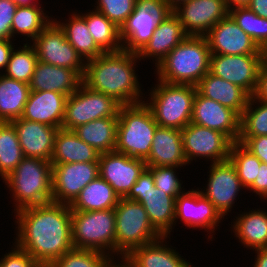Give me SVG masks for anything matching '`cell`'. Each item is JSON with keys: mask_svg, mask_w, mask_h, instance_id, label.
<instances>
[{"mask_svg": "<svg viewBox=\"0 0 267 267\" xmlns=\"http://www.w3.org/2000/svg\"><path fill=\"white\" fill-rule=\"evenodd\" d=\"M210 56L205 36H187L156 67L158 80L196 86L209 72Z\"/></svg>", "mask_w": 267, "mask_h": 267, "instance_id": "cell-3", "label": "cell"}, {"mask_svg": "<svg viewBox=\"0 0 267 267\" xmlns=\"http://www.w3.org/2000/svg\"><path fill=\"white\" fill-rule=\"evenodd\" d=\"M264 54H211L209 72L244 89L253 95Z\"/></svg>", "mask_w": 267, "mask_h": 267, "instance_id": "cell-12", "label": "cell"}, {"mask_svg": "<svg viewBox=\"0 0 267 267\" xmlns=\"http://www.w3.org/2000/svg\"><path fill=\"white\" fill-rule=\"evenodd\" d=\"M99 176L107 181L114 192L125 198L139 176L147 168L146 162L118 152L100 153Z\"/></svg>", "mask_w": 267, "mask_h": 267, "instance_id": "cell-15", "label": "cell"}, {"mask_svg": "<svg viewBox=\"0 0 267 267\" xmlns=\"http://www.w3.org/2000/svg\"><path fill=\"white\" fill-rule=\"evenodd\" d=\"M158 124L145 101L121 105L118 113L115 152L146 160Z\"/></svg>", "mask_w": 267, "mask_h": 267, "instance_id": "cell-5", "label": "cell"}, {"mask_svg": "<svg viewBox=\"0 0 267 267\" xmlns=\"http://www.w3.org/2000/svg\"><path fill=\"white\" fill-rule=\"evenodd\" d=\"M109 259L102 252L73 248L48 267H106Z\"/></svg>", "mask_w": 267, "mask_h": 267, "instance_id": "cell-42", "label": "cell"}, {"mask_svg": "<svg viewBox=\"0 0 267 267\" xmlns=\"http://www.w3.org/2000/svg\"><path fill=\"white\" fill-rule=\"evenodd\" d=\"M155 187L152 173L146 168L139 176L136 183L132 186L131 191L125 197L128 200H133L139 192H147Z\"/></svg>", "mask_w": 267, "mask_h": 267, "instance_id": "cell-48", "label": "cell"}, {"mask_svg": "<svg viewBox=\"0 0 267 267\" xmlns=\"http://www.w3.org/2000/svg\"><path fill=\"white\" fill-rule=\"evenodd\" d=\"M173 10L163 0H136L134 11L120 28L123 50L139 53L151 39L156 27Z\"/></svg>", "mask_w": 267, "mask_h": 267, "instance_id": "cell-9", "label": "cell"}, {"mask_svg": "<svg viewBox=\"0 0 267 267\" xmlns=\"http://www.w3.org/2000/svg\"><path fill=\"white\" fill-rule=\"evenodd\" d=\"M248 189H251L253 193H256L262 199H267V164L261 163L258 176Z\"/></svg>", "mask_w": 267, "mask_h": 267, "instance_id": "cell-49", "label": "cell"}, {"mask_svg": "<svg viewBox=\"0 0 267 267\" xmlns=\"http://www.w3.org/2000/svg\"><path fill=\"white\" fill-rule=\"evenodd\" d=\"M121 104L113 97L94 91L83 83L67 97L62 129L74 130L82 124L118 116Z\"/></svg>", "mask_w": 267, "mask_h": 267, "instance_id": "cell-10", "label": "cell"}, {"mask_svg": "<svg viewBox=\"0 0 267 267\" xmlns=\"http://www.w3.org/2000/svg\"><path fill=\"white\" fill-rule=\"evenodd\" d=\"M72 14L69 17L68 23H61L54 20L60 28L64 31L68 42L75 48L77 53L88 61L94 59L104 52L94 42L92 35L87 28L85 19L77 14Z\"/></svg>", "mask_w": 267, "mask_h": 267, "instance_id": "cell-35", "label": "cell"}, {"mask_svg": "<svg viewBox=\"0 0 267 267\" xmlns=\"http://www.w3.org/2000/svg\"><path fill=\"white\" fill-rule=\"evenodd\" d=\"M14 125L24 157L50 161L59 128L23 118L11 121Z\"/></svg>", "mask_w": 267, "mask_h": 267, "instance_id": "cell-21", "label": "cell"}, {"mask_svg": "<svg viewBox=\"0 0 267 267\" xmlns=\"http://www.w3.org/2000/svg\"><path fill=\"white\" fill-rule=\"evenodd\" d=\"M197 92L234 110L239 116L247 106L250 95L240 86L230 83L210 72L196 85Z\"/></svg>", "mask_w": 267, "mask_h": 267, "instance_id": "cell-26", "label": "cell"}, {"mask_svg": "<svg viewBox=\"0 0 267 267\" xmlns=\"http://www.w3.org/2000/svg\"><path fill=\"white\" fill-rule=\"evenodd\" d=\"M172 10H175L179 5L190 0H163Z\"/></svg>", "mask_w": 267, "mask_h": 267, "instance_id": "cell-56", "label": "cell"}, {"mask_svg": "<svg viewBox=\"0 0 267 267\" xmlns=\"http://www.w3.org/2000/svg\"><path fill=\"white\" fill-rule=\"evenodd\" d=\"M83 83L75 70L37 61L29 87L31 91H53L70 96Z\"/></svg>", "mask_w": 267, "mask_h": 267, "instance_id": "cell-24", "label": "cell"}, {"mask_svg": "<svg viewBox=\"0 0 267 267\" xmlns=\"http://www.w3.org/2000/svg\"><path fill=\"white\" fill-rule=\"evenodd\" d=\"M176 168L178 167H147L153 175L155 188L175 197L184 192L182 191V184L176 176Z\"/></svg>", "mask_w": 267, "mask_h": 267, "instance_id": "cell-44", "label": "cell"}, {"mask_svg": "<svg viewBox=\"0 0 267 267\" xmlns=\"http://www.w3.org/2000/svg\"><path fill=\"white\" fill-rule=\"evenodd\" d=\"M228 9H233L236 7H247L251 0H226Z\"/></svg>", "mask_w": 267, "mask_h": 267, "instance_id": "cell-55", "label": "cell"}, {"mask_svg": "<svg viewBox=\"0 0 267 267\" xmlns=\"http://www.w3.org/2000/svg\"><path fill=\"white\" fill-rule=\"evenodd\" d=\"M119 196L113 187L100 176L86 185L69 205L72 211L107 210L116 207Z\"/></svg>", "mask_w": 267, "mask_h": 267, "instance_id": "cell-30", "label": "cell"}, {"mask_svg": "<svg viewBox=\"0 0 267 267\" xmlns=\"http://www.w3.org/2000/svg\"><path fill=\"white\" fill-rule=\"evenodd\" d=\"M238 142L254 154L262 163L267 164V136L238 138Z\"/></svg>", "mask_w": 267, "mask_h": 267, "instance_id": "cell-47", "label": "cell"}, {"mask_svg": "<svg viewBox=\"0 0 267 267\" xmlns=\"http://www.w3.org/2000/svg\"><path fill=\"white\" fill-rule=\"evenodd\" d=\"M191 123L225 134L232 142H238L240 116L232 109L196 92L193 100Z\"/></svg>", "mask_w": 267, "mask_h": 267, "instance_id": "cell-18", "label": "cell"}, {"mask_svg": "<svg viewBox=\"0 0 267 267\" xmlns=\"http://www.w3.org/2000/svg\"><path fill=\"white\" fill-rule=\"evenodd\" d=\"M42 9L40 5L18 6L11 25V38L18 33L33 40L52 21Z\"/></svg>", "mask_w": 267, "mask_h": 267, "instance_id": "cell-37", "label": "cell"}, {"mask_svg": "<svg viewBox=\"0 0 267 267\" xmlns=\"http://www.w3.org/2000/svg\"><path fill=\"white\" fill-rule=\"evenodd\" d=\"M24 158L14 125L0 122V176L5 179Z\"/></svg>", "mask_w": 267, "mask_h": 267, "instance_id": "cell-36", "label": "cell"}, {"mask_svg": "<svg viewBox=\"0 0 267 267\" xmlns=\"http://www.w3.org/2000/svg\"><path fill=\"white\" fill-rule=\"evenodd\" d=\"M17 8L11 0H0V39H11V25Z\"/></svg>", "mask_w": 267, "mask_h": 267, "instance_id": "cell-46", "label": "cell"}, {"mask_svg": "<svg viewBox=\"0 0 267 267\" xmlns=\"http://www.w3.org/2000/svg\"><path fill=\"white\" fill-rule=\"evenodd\" d=\"M112 257H113V260L112 258H110L106 264V267H136L127 257H122L123 258L121 261L122 264L120 262L117 264L114 261V256Z\"/></svg>", "mask_w": 267, "mask_h": 267, "instance_id": "cell-54", "label": "cell"}, {"mask_svg": "<svg viewBox=\"0 0 267 267\" xmlns=\"http://www.w3.org/2000/svg\"><path fill=\"white\" fill-rule=\"evenodd\" d=\"M239 215L234 221L233 232L244 247L267 248V212L258 209Z\"/></svg>", "mask_w": 267, "mask_h": 267, "instance_id": "cell-32", "label": "cell"}, {"mask_svg": "<svg viewBox=\"0 0 267 267\" xmlns=\"http://www.w3.org/2000/svg\"><path fill=\"white\" fill-rule=\"evenodd\" d=\"M147 167H180L187 165L184 154L182 130L157 126L151 152L145 160Z\"/></svg>", "mask_w": 267, "mask_h": 267, "instance_id": "cell-22", "label": "cell"}, {"mask_svg": "<svg viewBox=\"0 0 267 267\" xmlns=\"http://www.w3.org/2000/svg\"><path fill=\"white\" fill-rule=\"evenodd\" d=\"M173 13L188 36H205L220 20L229 15L226 0H190Z\"/></svg>", "mask_w": 267, "mask_h": 267, "instance_id": "cell-16", "label": "cell"}, {"mask_svg": "<svg viewBox=\"0 0 267 267\" xmlns=\"http://www.w3.org/2000/svg\"><path fill=\"white\" fill-rule=\"evenodd\" d=\"M13 1L15 4H17V6H32V5H38L36 4L37 2H35L34 0H11Z\"/></svg>", "mask_w": 267, "mask_h": 267, "instance_id": "cell-57", "label": "cell"}, {"mask_svg": "<svg viewBox=\"0 0 267 267\" xmlns=\"http://www.w3.org/2000/svg\"><path fill=\"white\" fill-rule=\"evenodd\" d=\"M255 100L267 102V63L264 61L258 73L256 89L252 95Z\"/></svg>", "mask_w": 267, "mask_h": 267, "instance_id": "cell-50", "label": "cell"}, {"mask_svg": "<svg viewBox=\"0 0 267 267\" xmlns=\"http://www.w3.org/2000/svg\"><path fill=\"white\" fill-rule=\"evenodd\" d=\"M166 238L162 237L137 247L126 257L136 267H193L190 262L181 258L176 249H171L163 244Z\"/></svg>", "mask_w": 267, "mask_h": 267, "instance_id": "cell-29", "label": "cell"}, {"mask_svg": "<svg viewBox=\"0 0 267 267\" xmlns=\"http://www.w3.org/2000/svg\"><path fill=\"white\" fill-rule=\"evenodd\" d=\"M114 212L116 220L115 253L117 256L126 257L135 248L162 238L151 225L141 203L119 198Z\"/></svg>", "mask_w": 267, "mask_h": 267, "instance_id": "cell-8", "label": "cell"}, {"mask_svg": "<svg viewBox=\"0 0 267 267\" xmlns=\"http://www.w3.org/2000/svg\"><path fill=\"white\" fill-rule=\"evenodd\" d=\"M100 153L81 140L73 130L59 128L55 137L52 165L75 162H98Z\"/></svg>", "mask_w": 267, "mask_h": 267, "instance_id": "cell-28", "label": "cell"}, {"mask_svg": "<svg viewBox=\"0 0 267 267\" xmlns=\"http://www.w3.org/2000/svg\"><path fill=\"white\" fill-rule=\"evenodd\" d=\"M264 61L267 63V49L264 51Z\"/></svg>", "mask_w": 267, "mask_h": 267, "instance_id": "cell-58", "label": "cell"}, {"mask_svg": "<svg viewBox=\"0 0 267 267\" xmlns=\"http://www.w3.org/2000/svg\"><path fill=\"white\" fill-rule=\"evenodd\" d=\"M38 61L33 46L24 43L22 49H13L3 75L17 81L30 83L36 63Z\"/></svg>", "mask_w": 267, "mask_h": 267, "instance_id": "cell-40", "label": "cell"}, {"mask_svg": "<svg viewBox=\"0 0 267 267\" xmlns=\"http://www.w3.org/2000/svg\"><path fill=\"white\" fill-rule=\"evenodd\" d=\"M228 160L234 165L241 184L248 190L258 176L262 162L239 142L232 143Z\"/></svg>", "mask_w": 267, "mask_h": 267, "instance_id": "cell-41", "label": "cell"}, {"mask_svg": "<svg viewBox=\"0 0 267 267\" xmlns=\"http://www.w3.org/2000/svg\"><path fill=\"white\" fill-rule=\"evenodd\" d=\"M99 176V162L52 165V202L70 205Z\"/></svg>", "mask_w": 267, "mask_h": 267, "instance_id": "cell-14", "label": "cell"}, {"mask_svg": "<svg viewBox=\"0 0 267 267\" xmlns=\"http://www.w3.org/2000/svg\"><path fill=\"white\" fill-rule=\"evenodd\" d=\"M38 61L77 71L82 77L86 61L68 42L64 31L52 20L34 39Z\"/></svg>", "mask_w": 267, "mask_h": 267, "instance_id": "cell-11", "label": "cell"}, {"mask_svg": "<svg viewBox=\"0 0 267 267\" xmlns=\"http://www.w3.org/2000/svg\"><path fill=\"white\" fill-rule=\"evenodd\" d=\"M137 59V53L124 50L105 52L86 61L83 84L113 97L121 105L141 103L143 93L134 70Z\"/></svg>", "mask_w": 267, "mask_h": 267, "instance_id": "cell-2", "label": "cell"}, {"mask_svg": "<svg viewBox=\"0 0 267 267\" xmlns=\"http://www.w3.org/2000/svg\"><path fill=\"white\" fill-rule=\"evenodd\" d=\"M81 16L85 19L94 42L104 53L123 50L120 28L105 15L95 10L84 15L82 13Z\"/></svg>", "mask_w": 267, "mask_h": 267, "instance_id": "cell-34", "label": "cell"}, {"mask_svg": "<svg viewBox=\"0 0 267 267\" xmlns=\"http://www.w3.org/2000/svg\"><path fill=\"white\" fill-rule=\"evenodd\" d=\"M71 230L73 248L102 252L110 258L112 253L115 255L114 208L96 211L71 210Z\"/></svg>", "mask_w": 267, "mask_h": 267, "instance_id": "cell-7", "label": "cell"}, {"mask_svg": "<svg viewBox=\"0 0 267 267\" xmlns=\"http://www.w3.org/2000/svg\"><path fill=\"white\" fill-rule=\"evenodd\" d=\"M206 191H200L224 217L233 207L243 185L234 165L229 161L212 163ZM205 191V192H204Z\"/></svg>", "mask_w": 267, "mask_h": 267, "instance_id": "cell-19", "label": "cell"}, {"mask_svg": "<svg viewBox=\"0 0 267 267\" xmlns=\"http://www.w3.org/2000/svg\"><path fill=\"white\" fill-rule=\"evenodd\" d=\"M13 49L11 39H0V69H6Z\"/></svg>", "mask_w": 267, "mask_h": 267, "instance_id": "cell-51", "label": "cell"}, {"mask_svg": "<svg viewBox=\"0 0 267 267\" xmlns=\"http://www.w3.org/2000/svg\"><path fill=\"white\" fill-rule=\"evenodd\" d=\"M229 16L262 50L267 49V18L258 16L248 7L229 9Z\"/></svg>", "mask_w": 267, "mask_h": 267, "instance_id": "cell-38", "label": "cell"}, {"mask_svg": "<svg viewBox=\"0 0 267 267\" xmlns=\"http://www.w3.org/2000/svg\"><path fill=\"white\" fill-rule=\"evenodd\" d=\"M15 248L0 260V267H41L26 251Z\"/></svg>", "mask_w": 267, "mask_h": 267, "instance_id": "cell-45", "label": "cell"}, {"mask_svg": "<svg viewBox=\"0 0 267 267\" xmlns=\"http://www.w3.org/2000/svg\"><path fill=\"white\" fill-rule=\"evenodd\" d=\"M157 83L150 92L149 103L145 104L158 126L182 130L191 122L196 86L169 84L160 80Z\"/></svg>", "mask_w": 267, "mask_h": 267, "instance_id": "cell-6", "label": "cell"}, {"mask_svg": "<svg viewBox=\"0 0 267 267\" xmlns=\"http://www.w3.org/2000/svg\"><path fill=\"white\" fill-rule=\"evenodd\" d=\"M18 227L16 246L30 254L41 266L73 249L71 209L69 205L50 202L16 211Z\"/></svg>", "mask_w": 267, "mask_h": 267, "instance_id": "cell-1", "label": "cell"}, {"mask_svg": "<svg viewBox=\"0 0 267 267\" xmlns=\"http://www.w3.org/2000/svg\"><path fill=\"white\" fill-rule=\"evenodd\" d=\"M247 7L258 16L267 18V0H251Z\"/></svg>", "mask_w": 267, "mask_h": 267, "instance_id": "cell-52", "label": "cell"}, {"mask_svg": "<svg viewBox=\"0 0 267 267\" xmlns=\"http://www.w3.org/2000/svg\"><path fill=\"white\" fill-rule=\"evenodd\" d=\"M118 116L99 118L79 125L73 131L99 153L114 152L116 148Z\"/></svg>", "mask_w": 267, "mask_h": 267, "instance_id": "cell-31", "label": "cell"}, {"mask_svg": "<svg viewBox=\"0 0 267 267\" xmlns=\"http://www.w3.org/2000/svg\"><path fill=\"white\" fill-rule=\"evenodd\" d=\"M257 257L253 267H267V248L256 249Z\"/></svg>", "mask_w": 267, "mask_h": 267, "instance_id": "cell-53", "label": "cell"}, {"mask_svg": "<svg viewBox=\"0 0 267 267\" xmlns=\"http://www.w3.org/2000/svg\"><path fill=\"white\" fill-rule=\"evenodd\" d=\"M182 141L188 163L196 157L212 159L211 163L227 161L233 143L225 134L191 122L182 129Z\"/></svg>", "mask_w": 267, "mask_h": 267, "instance_id": "cell-13", "label": "cell"}, {"mask_svg": "<svg viewBox=\"0 0 267 267\" xmlns=\"http://www.w3.org/2000/svg\"><path fill=\"white\" fill-rule=\"evenodd\" d=\"M187 36L178 17L172 13L158 24L149 42L138 53L139 60L146 57L156 58L155 67H157L168 53Z\"/></svg>", "mask_w": 267, "mask_h": 267, "instance_id": "cell-27", "label": "cell"}, {"mask_svg": "<svg viewBox=\"0 0 267 267\" xmlns=\"http://www.w3.org/2000/svg\"><path fill=\"white\" fill-rule=\"evenodd\" d=\"M135 2L136 0H98L95 10L121 28L134 11Z\"/></svg>", "mask_w": 267, "mask_h": 267, "instance_id": "cell-43", "label": "cell"}, {"mask_svg": "<svg viewBox=\"0 0 267 267\" xmlns=\"http://www.w3.org/2000/svg\"><path fill=\"white\" fill-rule=\"evenodd\" d=\"M12 192L14 211L52 202V164L50 161L24 157L5 179Z\"/></svg>", "mask_w": 267, "mask_h": 267, "instance_id": "cell-4", "label": "cell"}, {"mask_svg": "<svg viewBox=\"0 0 267 267\" xmlns=\"http://www.w3.org/2000/svg\"><path fill=\"white\" fill-rule=\"evenodd\" d=\"M175 196L168 195L158 188L147 192H139L132 200L143 205L153 228L162 236L167 237L175 224Z\"/></svg>", "mask_w": 267, "mask_h": 267, "instance_id": "cell-25", "label": "cell"}, {"mask_svg": "<svg viewBox=\"0 0 267 267\" xmlns=\"http://www.w3.org/2000/svg\"><path fill=\"white\" fill-rule=\"evenodd\" d=\"M180 218L185 226L204 228L214 232L224 217L215 206L200 193V190L183 192L175 200V220ZM216 226V227H215Z\"/></svg>", "mask_w": 267, "mask_h": 267, "instance_id": "cell-20", "label": "cell"}, {"mask_svg": "<svg viewBox=\"0 0 267 267\" xmlns=\"http://www.w3.org/2000/svg\"><path fill=\"white\" fill-rule=\"evenodd\" d=\"M254 103L259 106L254 108ZM257 136H267V102L255 100L250 96L247 106L240 116L239 138Z\"/></svg>", "mask_w": 267, "mask_h": 267, "instance_id": "cell-39", "label": "cell"}, {"mask_svg": "<svg viewBox=\"0 0 267 267\" xmlns=\"http://www.w3.org/2000/svg\"><path fill=\"white\" fill-rule=\"evenodd\" d=\"M205 38L211 54H264V50L260 49L229 15L218 21Z\"/></svg>", "mask_w": 267, "mask_h": 267, "instance_id": "cell-17", "label": "cell"}, {"mask_svg": "<svg viewBox=\"0 0 267 267\" xmlns=\"http://www.w3.org/2000/svg\"><path fill=\"white\" fill-rule=\"evenodd\" d=\"M67 97L53 91H30L21 118L62 128Z\"/></svg>", "mask_w": 267, "mask_h": 267, "instance_id": "cell-23", "label": "cell"}, {"mask_svg": "<svg viewBox=\"0 0 267 267\" xmlns=\"http://www.w3.org/2000/svg\"><path fill=\"white\" fill-rule=\"evenodd\" d=\"M30 91L29 84L0 75V122L21 118Z\"/></svg>", "mask_w": 267, "mask_h": 267, "instance_id": "cell-33", "label": "cell"}]
</instances>
